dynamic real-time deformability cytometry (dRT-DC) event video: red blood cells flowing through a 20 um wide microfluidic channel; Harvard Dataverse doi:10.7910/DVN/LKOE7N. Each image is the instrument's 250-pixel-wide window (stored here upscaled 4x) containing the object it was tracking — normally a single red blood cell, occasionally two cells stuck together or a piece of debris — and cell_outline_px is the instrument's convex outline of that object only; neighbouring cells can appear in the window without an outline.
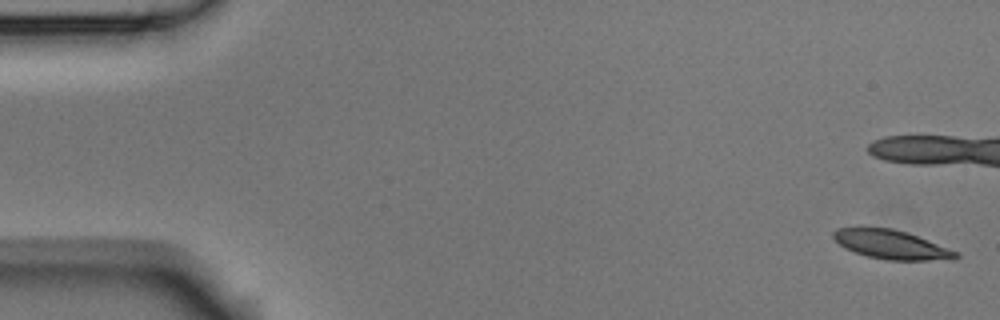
{"species": "Egyptian fruit bat (a non-hibernating species)", "species_latin": "Rousettus aegyptiacus", "temperature_condition": "room temperature", "stored_images_in_passage": 5, "camera_frame_rate_fps": 3000, "um_per_image_px": 0.085, "animal": {"sex": "male"}, "frame": {"image": 1, "passage_image": 1, "time_ms": 0.0, "image_size_px": [1000, 320], "cell_outline_px": [[960, 256], [956, 260], [888, 260], [868, 256], [844, 248], [832, 236], [832, 232], [836, 228], [860, 224], [892, 228], [928, 240], [960, 252]], "centroid_in_image_um": [75.72, 20.75], "position_along_channel_um": 9.3, "area_um2": 21.33}}